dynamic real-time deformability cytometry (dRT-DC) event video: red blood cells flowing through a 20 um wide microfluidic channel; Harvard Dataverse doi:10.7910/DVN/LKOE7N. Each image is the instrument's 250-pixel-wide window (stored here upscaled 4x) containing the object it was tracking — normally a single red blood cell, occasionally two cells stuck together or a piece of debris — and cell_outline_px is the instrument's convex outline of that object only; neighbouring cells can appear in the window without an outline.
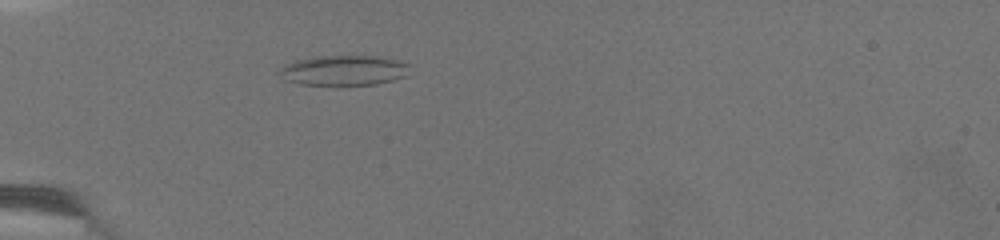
{"species": "common noctule bat (a hibernating species)", "species_latin": "Nyctalus noctula", "temperature_condition": "warm", "stored_images_in_passage": 19, "camera_frame_rate_fps": 3000, "um_per_image_px": 0.085, "animal": {"sex": "female", "body_mass_g": 19.5, "forearm_length_mm": 54.1}, "frame": {"image": 1, "passage_image": 2, "time_ms": 0.333, "image_size_px": [1000, 240], "cell_outline_px": [[412, 64], [404, 76], [392, 80], [376, 84], [300, 84], [284, 80], [276, 72], [284, 64], [296, 60], [312, 56], [376, 56], [396, 60]], "centroid_in_image_um": [29.16, 5.96], "position_along_channel_um": 55.8, "area_um2": 22.83}}
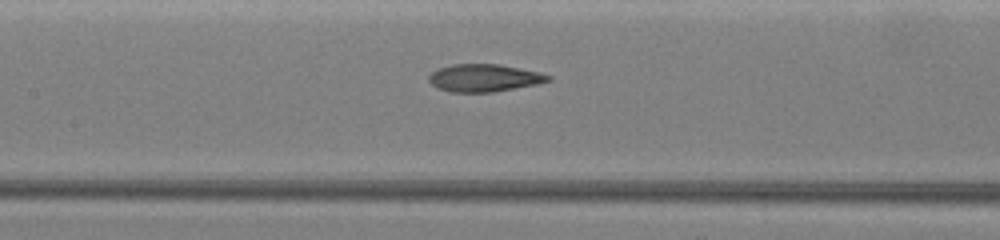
{"frame": {"image": 2, "passage_image": 14, "time_ms": 3.333, "image_size_px": [1000, 240], "cell_outline_px": [[552, 80], [536, 84], [492, 92], [448, 92], [436, 88], [428, 80], [428, 76], [432, 72], [440, 68], [452, 64], [500, 64], [540, 72], [552, 76]], "centroid_in_image_um": [41.14, 6.62], "position_along_channel_um": 166.3, "area_um2": 19.19}}
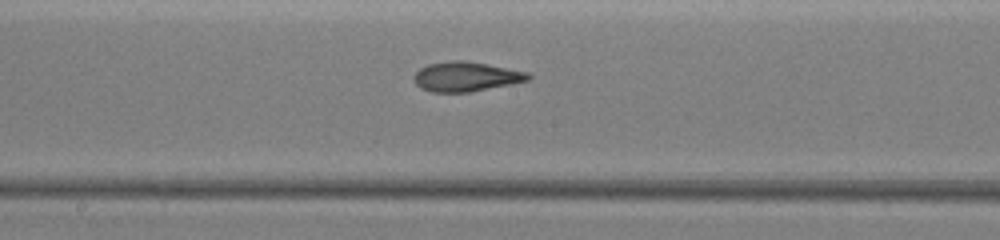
{"frame": {"image": 3, "passage_image": 18, "time_ms": 4.333, "image_size_px": [1000, 240], "cell_outline_px": [[532, 76], [528, 80], [512, 84], [472, 92], [432, 92], [420, 88], [412, 80], [412, 76], [420, 68], [428, 64], [452, 60], [464, 60], [488, 64], [528, 72]], "centroid_in_image_um": [39.59, 6.51], "position_along_channel_um": 208.6, "area_um2": 19.94}}